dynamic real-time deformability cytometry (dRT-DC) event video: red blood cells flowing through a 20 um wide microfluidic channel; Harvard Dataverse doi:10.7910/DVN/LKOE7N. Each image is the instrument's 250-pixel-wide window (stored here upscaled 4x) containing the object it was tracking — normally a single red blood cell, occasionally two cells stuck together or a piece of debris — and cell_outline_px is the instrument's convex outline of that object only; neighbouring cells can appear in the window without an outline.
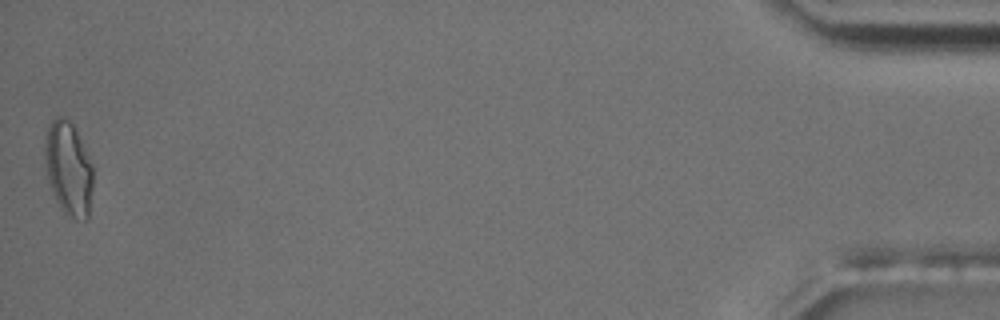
{"species": "common noctule bat (a hibernating species)", "species_latin": "Nyctalus noctula", "temperature_condition": "room temperature", "stored_images_in_passage": 54, "camera_frame_rate_fps": 3000, "um_per_image_px": 0.085, "animal": {"sex": "male", "body_mass_g": 17.5, "forearm_length_mm": 52.3}, "frame": {"image": 1, "passage_image": 54, "time_ms": 17.667, "image_size_px": [1000, 320], "cell_outline_px": [[92, 188], [88, 216], [84, 220], [76, 220], [68, 216], [60, 208], [56, 200], [48, 180], [44, 156], [44, 132], [48, 124], [56, 116], [68, 116], [92, 164]], "centroid_in_image_um": [5.78, 14.29], "position_along_channel_um": 429.4, "area_um2": 26.47}, "authors_computed_cell_mechanics": {"area_um2": 19.8832, "velocity_mm_per_s": 3.7397, "shape_relaxation_time_tau1_ms": 4.5015, "shape_relaxation_time_tau2_ms": 1.175, "deformation_change_tau1": 0.1646, "deformation_change_tau2": 0.079}}